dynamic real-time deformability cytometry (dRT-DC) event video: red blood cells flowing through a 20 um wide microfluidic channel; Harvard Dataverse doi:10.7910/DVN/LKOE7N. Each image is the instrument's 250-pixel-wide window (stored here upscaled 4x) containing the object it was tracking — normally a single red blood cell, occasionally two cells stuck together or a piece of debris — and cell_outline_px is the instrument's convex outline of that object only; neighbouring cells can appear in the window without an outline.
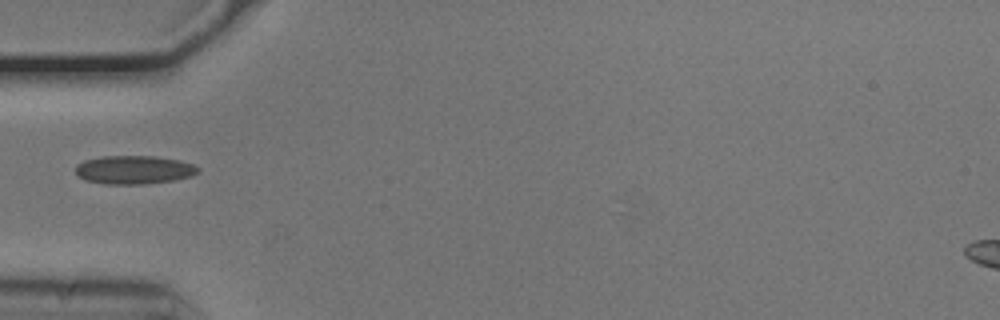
{"species": "common noctule bat (a hibernating species)", "species_latin": "Nyctalus noctula", "temperature_condition": "cold", "stored_images_in_passage": 1, "camera_frame_rate_fps": 3000, "um_per_image_px": 0.085, "animal": {"sex": "male", "body_mass_g": 20.5, "forearm_length_mm": 52.5}, "frame": {"image": 1, "passage_image": 1, "time_ms": 0.0, "image_size_px": [1000, 320], "cell_outline_px": [[200, 172], [192, 176], [172, 180], [140, 184], [104, 184], [84, 180], [76, 172], [76, 164], [84, 160], [100, 156], [156, 156], [180, 160], [192, 164], [200, 168]], "centroid_in_image_um": [11.39, 14.42], "position_along_channel_um": 73.6, "area_um2": 20.4}}